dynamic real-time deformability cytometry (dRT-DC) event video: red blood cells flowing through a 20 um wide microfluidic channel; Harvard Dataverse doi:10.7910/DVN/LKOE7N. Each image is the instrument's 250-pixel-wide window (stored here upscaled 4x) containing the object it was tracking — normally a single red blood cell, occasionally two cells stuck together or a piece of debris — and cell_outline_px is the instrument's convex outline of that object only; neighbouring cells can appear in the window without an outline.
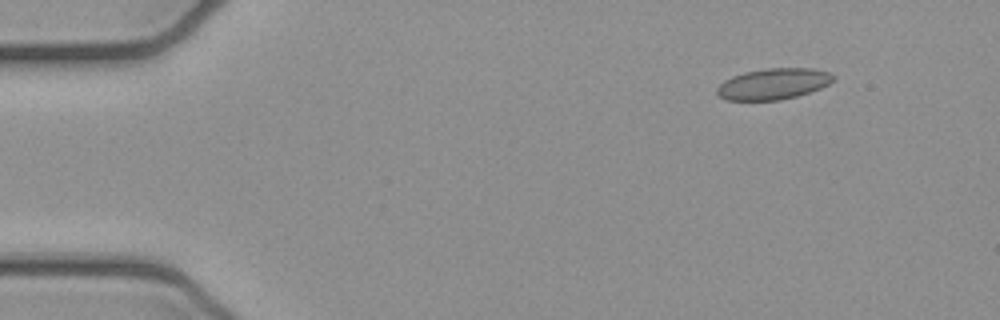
{"species": "common noctule bat (a hibernating species)", "species_latin": "Nyctalus noctula", "temperature_condition": "cold", "stored_images_in_passage": 3, "camera_frame_rate_fps": 3000, "um_per_image_px": 0.085, "animal": {"sex": "female", "body_mass_g": 21.9}, "frame": {"image": 1, "passage_image": 3, "time_ms": 0.667, "image_size_px": [1000, 320], "cell_outline_px": [[836, 80], [820, 88], [796, 96], [780, 100], [724, 100], [716, 92], [716, 88], [724, 80], [732, 76], [744, 72], [764, 68], [812, 68], [828, 72], [836, 76]], "centroid_in_image_um": [65.73, 7.12], "position_along_channel_um": 19.3, "area_um2": 21.15}}